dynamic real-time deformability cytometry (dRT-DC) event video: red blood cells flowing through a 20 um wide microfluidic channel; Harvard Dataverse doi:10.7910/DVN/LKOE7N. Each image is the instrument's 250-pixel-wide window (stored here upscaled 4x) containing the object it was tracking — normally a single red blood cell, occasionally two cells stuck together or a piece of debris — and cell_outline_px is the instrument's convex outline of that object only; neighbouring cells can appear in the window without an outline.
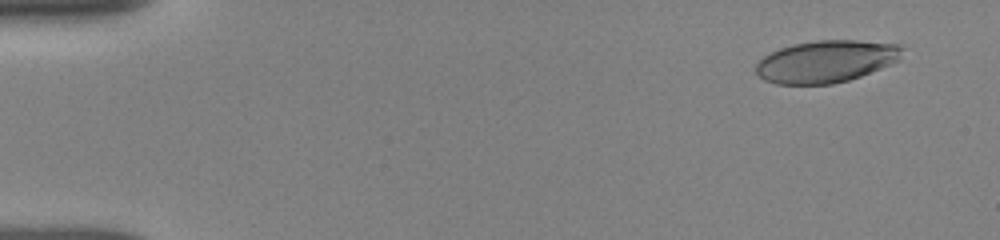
{"species": "human", "species_latin": "Homo sapiens", "temperature_condition": "room temperature", "stored_images_in_passage": 32, "camera_frame_rate_fps": 3000, "um_per_image_px": 0.085, "donor": {"sex": "female"}, "frame": {"image": 1, "passage_image": 2, "time_ms": 0.667, "image_size_px": [1000, 240], "cell_outline_px": [[904, 48], [900, 60], [860, 76], [848, 80], [832, 84], [776, 84], [764, 80], [756, 72], [756, 64], [764, 56], [780, 48], [792, 44], [816, 40], [856, 40], [904, 44]], "centroid_in_image_um": [70.26, 5.21], "position_along_channel_um": 14.7, "area_um2": 36.07}}
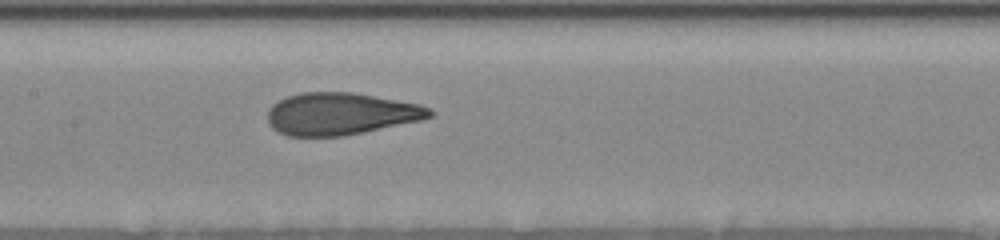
{"frame": {"image": 2, "passage_image": 17, "time_ms": 8.0, "image_size_px": [1000, 240], "cell_outline_px": [[436, 112], [432, 116], [420, 120], [364, 132], [344, 136], [288, 136], [276, 132], [268, 124], [268, 108], [272, 104], [288, 96], [300, 92], [352, 92], [420, 104], [432, 108]], "centroid_in_image_um": [28.95, 9.67], "position_along_channel_um": 178.5, "area_um2": 40.06}}
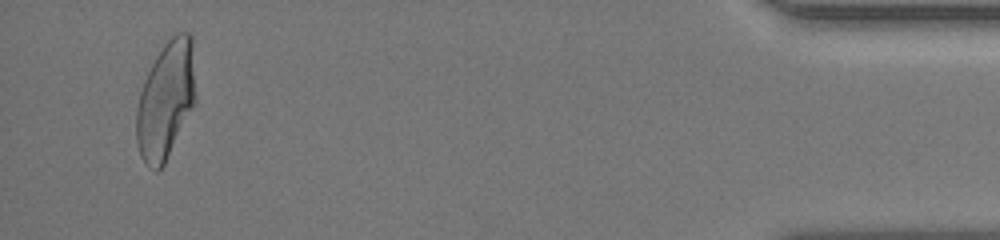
{"frame": {"image": 3, "passage_image": 32, "time_ms": 16.0, "image_size_px": [1000, 240], "cell_outline_px": [[196, 100], [164, 164], [156, 172], [148, 168], [144, 164], [140, 156], [136, 140], [136, 108], [140, 92], [144, 80], [156, 56], [164, 44], [176, 32], [188, 32], [192, 36], [196, 96]], "centroid_in_image_um": [14.08, 8.52], "position_along_channel_um": 421.1, "area_um2": 40.63}, "authors_computed_cell_mechanics": {"area_um2": 39.9687, "velocity_mm_per_s": 3.9054, "shape_relaxation_time_tau1_ms": 4.5721, "shape_relaxation_time_tau2_ms": 0.8868, "deformation_change_tau1": 0.1734, "deformation_change_tau2": 0.0792}}